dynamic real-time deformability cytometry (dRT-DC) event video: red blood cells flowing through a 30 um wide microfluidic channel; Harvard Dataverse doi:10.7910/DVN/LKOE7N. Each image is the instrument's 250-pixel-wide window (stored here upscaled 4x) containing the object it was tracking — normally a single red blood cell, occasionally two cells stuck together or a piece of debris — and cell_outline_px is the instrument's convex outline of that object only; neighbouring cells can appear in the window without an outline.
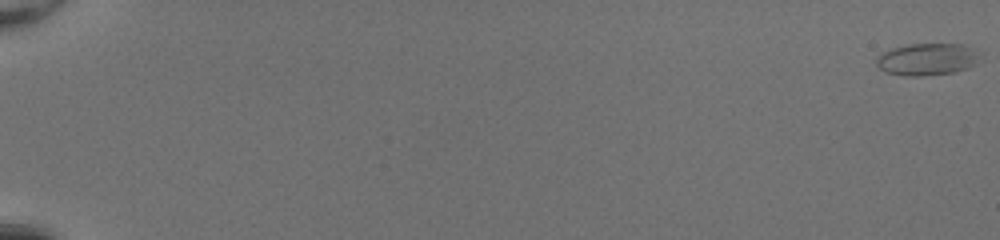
{"species": "common noctule bat (a hibernating species)", "species_latin": "Nyctalus noctula", "temperature_condition": "room temperature", "stored_images_in_passage": 54, "camera_frame_rate_fps": 3000, "um_per_image_px": 0.085, "animal": {"sex": "female", "body_mass_g": 20.0, "forearm_length_mm": 54.0}, "frame": {"image": 1, "passage_image": 1, "time_ms": 0.0, "image_size_px": [1000, 240], "cell_outline_px": [[980, 56], [968, 68], [952, 72], [920, 76], [904, 76], [884, 72], [876, 64], [876, 56], [892, 48], [908, 44], [964, 44], [976, 48]], "centroid_in_image_um": [78.78, 5.03], "position_along_channel_um": 6.2, "area_um2": 19.36}}
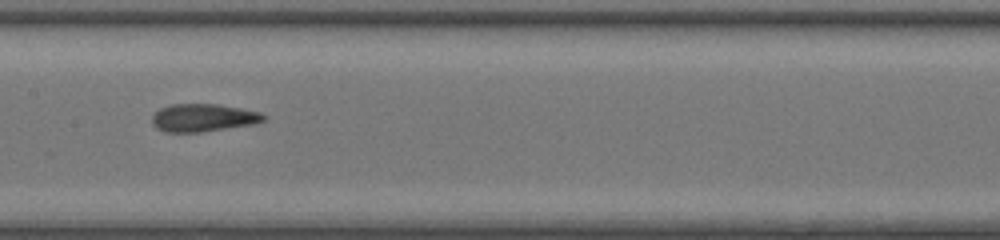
{"frame": {"image": 2, "passage_image": 31, "time_ms": 10.0, "image_size_px": [1000, 240], "cell_outline_px": [[268, 116], [264, 120], [256, 124], [200, 132], [164, 132], [156, 128], [152, 124], [152, 116], [160, 108], [172, 104], [216, 104], [240, 108], [260, 112]], "centroid_in_image_um": [17.28, 10.01], "position_along_channel_um": 190.1, "area_um2": 18.15}}
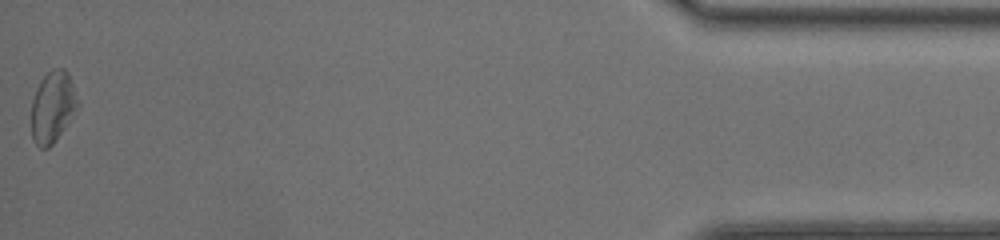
{"frame": {"image": 3, "passage_image": 54, "time_ms": 17.667, "image_size_px": [1000, 240], "cell_outline_px": [[80, 104], [56, 140], [48, 148], [40, 148], [36, 144], [32, 136], [32, 100], [36, 88], [40, 80], [52, 68], [64, 68], [68, 72]], "centroid_in_image_um": [4.48, 9.06], "position_along_channel_um": 430.7, "area_um2": 19.19}, "authors_computed_cell_mechanics": {"area_um2": 18.8717, "velocity_mm_per_s": 4.1489, "shape_relaxation_time_tau1_ms": 5.2611, "shape_relaxation_time_tau2_ms": 2.3863, "deformation_change_tau1": 0.141, "deformation_change_tau2": 0.1069}}